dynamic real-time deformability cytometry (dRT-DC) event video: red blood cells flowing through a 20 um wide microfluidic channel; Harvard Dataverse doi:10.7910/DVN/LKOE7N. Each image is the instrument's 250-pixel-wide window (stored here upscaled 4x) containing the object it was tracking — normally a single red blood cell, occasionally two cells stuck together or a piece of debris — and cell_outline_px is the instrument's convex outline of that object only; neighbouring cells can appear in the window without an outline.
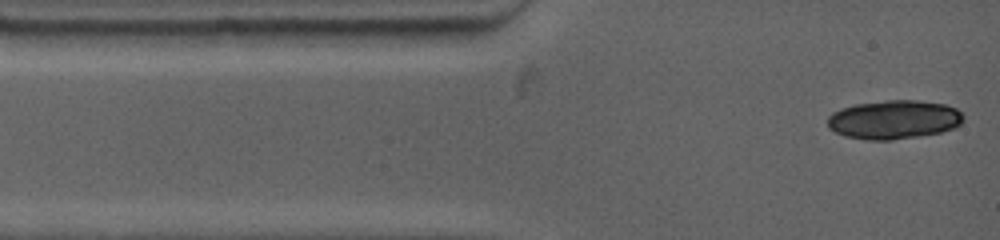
{"species": "common noctule bat (a hibernating species)", "species_latin": "Nyctalus noctula", "temperature_condition": "warm", "stored_images_in_passage": 3, "camera_frame_rate_fps": 4500, "um_per_image_px": 0.085, "animal": {"sex": "female", "body_mass_g": 19.0, "forearm_length_mm": 53.3}, "frame": {"image": 1, "passage_image": 1, "time_ms": 0.0, "image_size_px": [1000, 240], "cell_outline_px": [[964, 120], [960, 124], [952, 128], [940, 132], [892, 140], [868, 140], [844, 136], [828, 128], [828, 116], [832, 112], [840, 108], [856, 104], [888, 100], [916, 100], [944, 104], [956, 108], [964, 116]], "centroid_in_image_um": [75.96, 10.16], "position_along_channel_um": 9.0, "area_um2": 30.69}}